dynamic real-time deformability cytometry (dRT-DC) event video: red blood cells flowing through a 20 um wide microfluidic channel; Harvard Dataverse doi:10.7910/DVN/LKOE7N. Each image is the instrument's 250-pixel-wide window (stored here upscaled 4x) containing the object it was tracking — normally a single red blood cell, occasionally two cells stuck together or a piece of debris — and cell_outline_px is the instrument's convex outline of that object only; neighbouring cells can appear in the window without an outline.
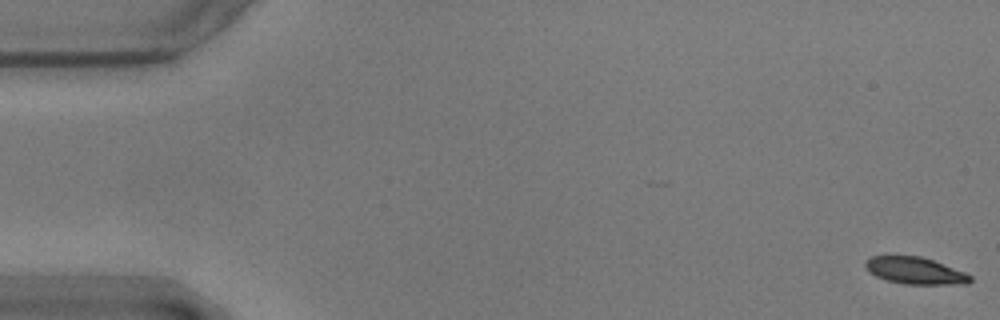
{"species": "common noctule bat (a hibernating species)", "species_latin": "Nyctalus noctula", "temperature_condition": "warm", "stored_images_in_passage": 57, "camera_frame_rate_fps": 3000, "um_per_image_px": 0.085, "animal": {"sex": "male", "body_mass_g": 17.9}, "frame": {"image": 1, "passage_image": 1, "time_ms": 0.0, "image_size_px": [1000, 320], "cell_outline_px": [[972, 280], [968, 284], [904, 284], [888, 280], [876, 276], [864, 268], [864, 260], [872, 256], [920, 256], [932, 260], [964, 272], [972, 276]], "centroid_in_image_um": [77.76, 23.01], "position_along_channel_um": 7.2, "area_um2": 16.36}}
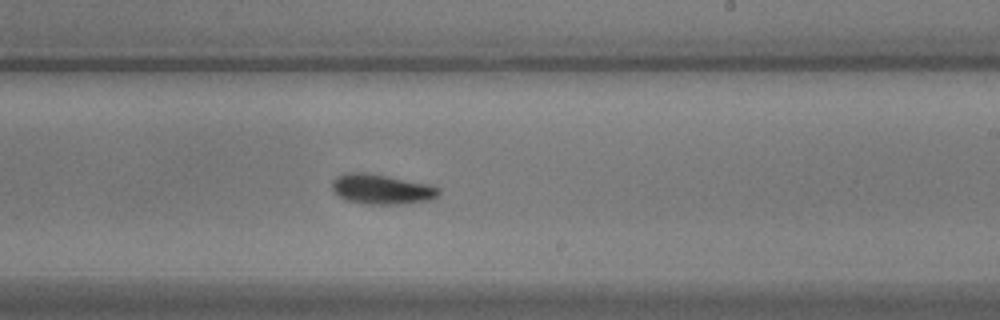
{"frame": {"image": 2, "passage_image": 34, "time_ms": 11.0, "image_size_px": [1000, 320], "cell_outline_px": [[440, 192], [432, 200], [404, 204], [364, 204], [344, 200], [336, 196], [332, 192], [332, 180], [336, 176], [344, 172], [368, 172], [428, 184], [440, 188]], "centroid_in_image_um": [32.37, 16.08], "position_along_channel_um": 256.6, "area_um2": 19.07}}
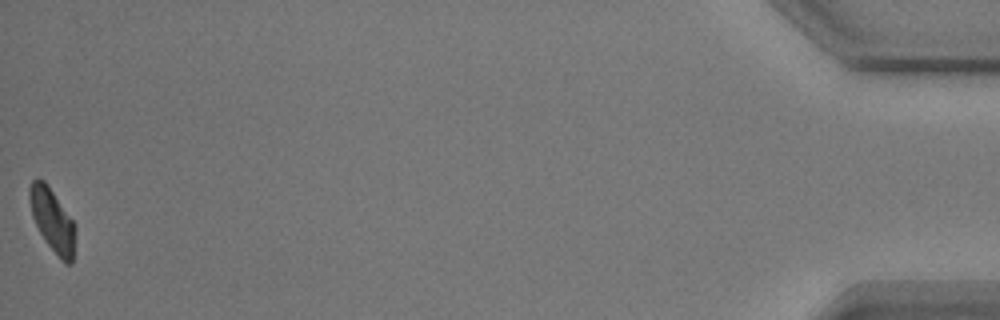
{"frame": {"image": 3, "passage_image": 57, "time_ms": 18.667, "image_size_px": [1000, 320], "cell_outline_px": [[76, 228], [72, 264], [64, 264], [60, 260], [48, 244], [40, 232], [32, 216], [28, 200], [28, 188], [32, 180], [36, 176], [44, 180], [48, 184], [76, 224]], "centroid_in_image_um": [4.45, 18.68], "position_along_channel_um": 430.8, "area_um2": 17.22}, "authors_computed_cell_mechanics": {"area_um2": 17.8024, "velocity_mm_per_s": 3.5481, "shape_relaxation_time_tau1_ms": 3.1411, "shape_relaxation_time_tau2_ms": 9.553, "deformation_change_tau1": 0.1798, "deformation_change_tau2": 0.1764}}